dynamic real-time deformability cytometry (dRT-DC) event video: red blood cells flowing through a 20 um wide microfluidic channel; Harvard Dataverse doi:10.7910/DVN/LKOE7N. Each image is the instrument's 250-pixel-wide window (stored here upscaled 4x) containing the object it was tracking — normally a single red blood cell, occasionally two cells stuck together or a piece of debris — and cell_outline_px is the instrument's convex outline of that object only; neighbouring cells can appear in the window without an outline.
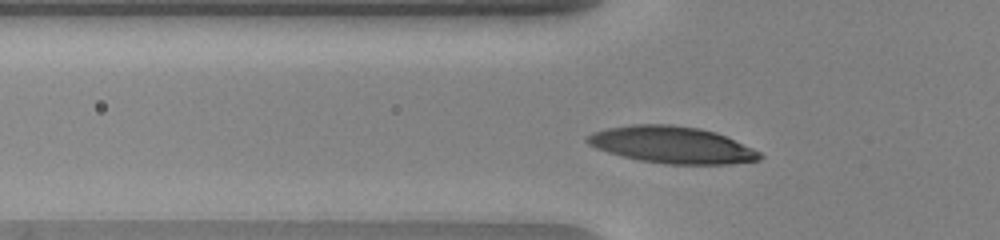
{"species": "human", "species_latin": "Homo sapiens", "temperature_condition": "warm", "stored_images_in_passage": 36, "camera_frame_rate_fps": 3000, "um_per_image_px": 0.085, "donor": {"sex": "female"}, "frame": {"image": 1, "passage_image": 8, "time_ms": 2.333, "image_size_px": [1000, 240], "cell_outline_px": [[764, 156], [760, 160], [728, 164], [664, 164], [640, 160], [608, 152], [596, 148], [588, 144], [584, 140], [592, 132], [608, 128], [632, 124], [672, 124], [700, 128], [716, 132], [752, 148], [760, 152]], "centroid_in_image_um": [57.12, 12.31], "position_along_channel_um": 68.7, "area_um2": 36.93}}
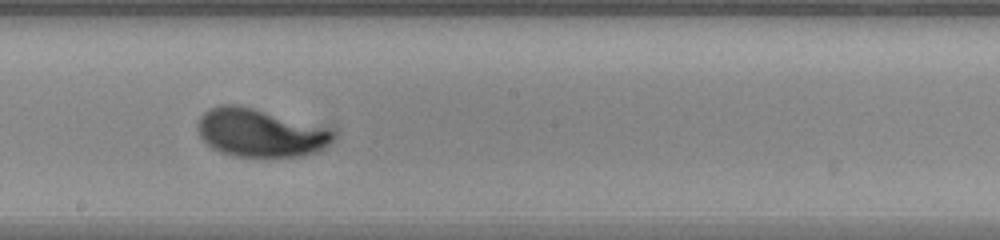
{"frame": {"image": 2, "passage_image": 20, "time_ms": 6.333, "image_size_px": [1000, 240], "cell_outline_px": [[332, 140], [328, 144], [316, 152], [304, 156], [236, 156], [220, 152], [212, 148], [200, 136], [196, 128], [196, 124], [200, 116], [208, 108], [220, 104], [236, 104], [252, 108], [332, 132]], "centroid_in_image_um": [21.95, 11.3], "position_along_channel_um": 226.3, "area_um2": 36.76}}
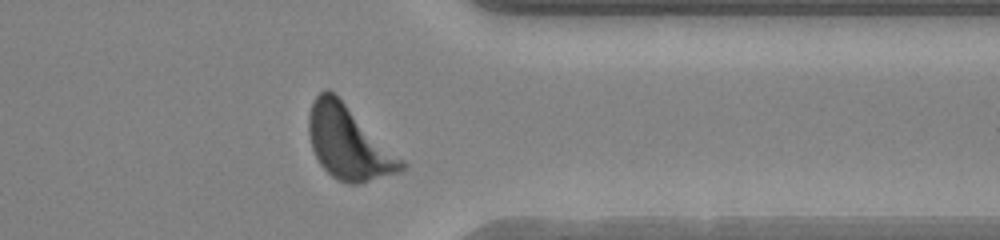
{"frame": {"image": 3, "passage_image": 32, "time_ms": 10.333, "image_size_px": [1000, 240], "cell_outline_px": [[408, 164], [400, 172], [360, 184], [348, 184], [336, 180], [320, 164], [312, 148], [308, 132], [308, 116], [312, 100], [324, 88], [328, 88], [404, 160]], "centroid_in_image_um": [29.61, 12.16], "position_along_channel_um": 381.8, "area_um2": 39.25}, "authors_computed_cell_mechanics": {"area_um2": 36.3562, "velocity_mm_per_s": 3.9882, "shape_relaxation_time_tau1_ms": 2.5988, "shape_relaxation_time_tau2_ms": null, "deformation_change_tau1": 0.1816, "deformation_change_tau2": null}}